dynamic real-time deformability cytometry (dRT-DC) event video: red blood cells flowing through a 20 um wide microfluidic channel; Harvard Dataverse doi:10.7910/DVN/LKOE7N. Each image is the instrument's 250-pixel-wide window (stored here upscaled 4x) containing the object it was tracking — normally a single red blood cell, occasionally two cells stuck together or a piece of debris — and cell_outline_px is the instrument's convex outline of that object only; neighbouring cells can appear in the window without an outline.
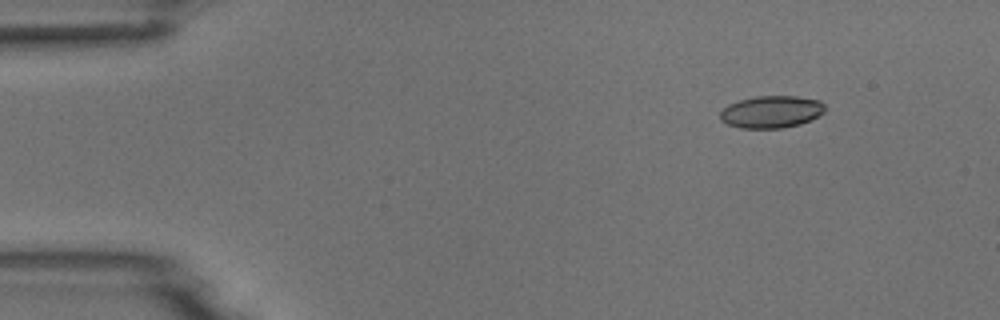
{"species": "common noctule bat (a hibernating species)", "species_latin": "Nyctalus noctula", "temperature_condition": "room temperature", "stored_images_in_passage": 4, "camera_frame_rate_fps": 3000, "um_per_image_px": 0.085, "animal": {"sex": "male", "body_mass_g": 18.8}, "frame": {"image": 1, "passage_image": 2, "time_ms": 1.0, "image_size_px": [1000, 320], "cell_outline_px": [[824, 112], [800, 124], [784, 128], [740, 128], [728, 124], [720, 120], [720, 112], [728, 104], [740, 100], [756, 96], [796, 96], [820, 100], [824, 104]], "centroid_in_image_um": [65.54, 9.5], "position_along_channel_um": 19.5, "area_um2": 19.59}}